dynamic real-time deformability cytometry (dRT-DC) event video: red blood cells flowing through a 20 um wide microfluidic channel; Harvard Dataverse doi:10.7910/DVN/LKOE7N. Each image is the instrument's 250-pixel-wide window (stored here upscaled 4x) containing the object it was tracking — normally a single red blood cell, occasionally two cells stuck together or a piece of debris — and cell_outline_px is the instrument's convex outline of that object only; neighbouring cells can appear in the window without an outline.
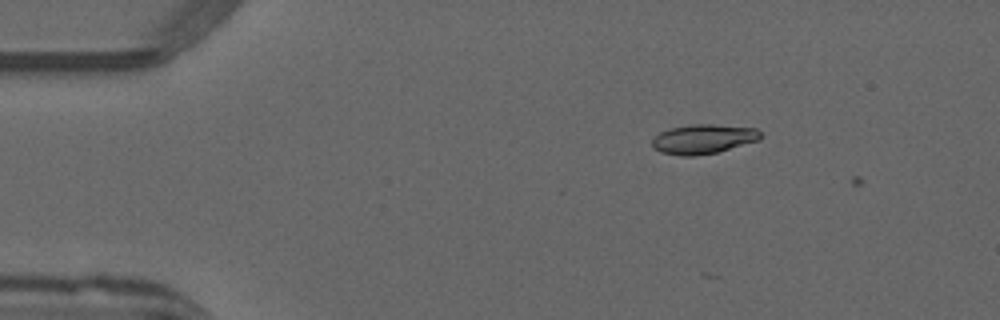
{"species": "common noctule bat (a hibernating species)", "species_latin": "Nyctalus noctula", "temperature_condition": "warm", "stored_images_in_passage": 7, "camera_frame_rate_fps": 3000, "um_per_image_px": 0.085, "animal": {"sex": "male", "forearm_length_mm": 52.5}, "frame": {"image": 1, "passage_image": 5, "time_ms": 1.333, "image_size_px": [1000, 320], "cell_outline_px": [[760, 140], [716, 152], [696, 156], [680, 156], [660, 152], [652, 148], [652, 140], [660, 132], [672, 128], [692, 124], [712, 124], [756, 128], [760, 132]], "centroid_in_image_um": [59.76, 11.82], "position_along_channel_um": 25.2, "area_um2": 18.55}}